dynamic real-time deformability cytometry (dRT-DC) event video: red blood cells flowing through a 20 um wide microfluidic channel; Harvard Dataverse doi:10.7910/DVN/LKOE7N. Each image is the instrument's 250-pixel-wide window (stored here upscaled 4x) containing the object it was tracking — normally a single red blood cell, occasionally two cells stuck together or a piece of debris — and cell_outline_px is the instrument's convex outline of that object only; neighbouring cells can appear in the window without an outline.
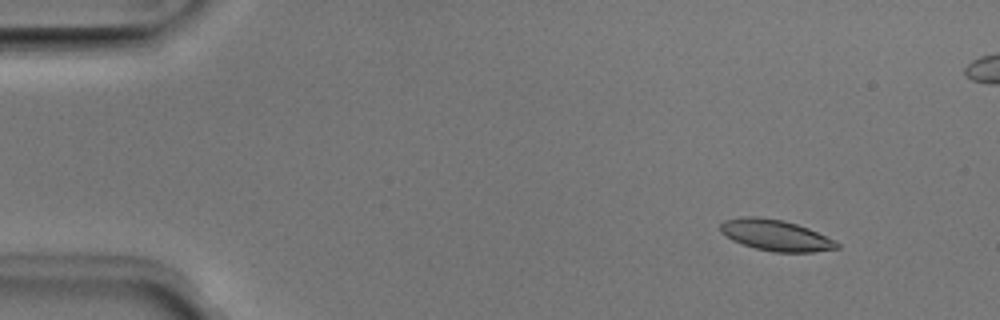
{"species": "Egyptian fruit bat (a non-hibernating species)", "species_latin": "Rousettus aegyptiacus", "temperature_condition": "room temperature", "stored_images_in_passage": 53, "camera_frame_rate_fps": 3000, "um_per_image_px": 0.085, "animal": {"sex": "male"}, "frame": {"image": 1, "passage_image": 6, "time_ms": 1.667, "image_size_px": [1000, 320], "cell_outline_px": [[840, 248], [812, 252], [772, 252], [756, 248], [732, 240], [720, 232], [720, 224], [724, 220], [744, 216], [760, 216], [784, 220], [808, 228], [836, 240], [840, 244]], "centroid_in_image_um": [65.94, 19.99], "position_along_channel_um": 19.1, "area_um2": 21.21}}
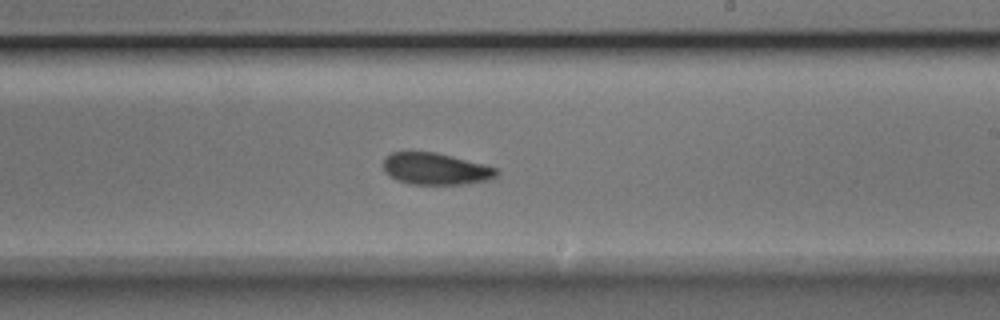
{"frame": {"image": 2, "passage_image": 31, "time_ms": 10.0, "image_size_px": [1000, 320], "cell_outline_px": [[500, 172], [492, 180], [464, 184], [408, 184], [396, 180], [384, 172], [384, 156], [392, 152], [436, 152], [496, 168]], "centroid_in_image_um": [37.01, 14.36], "position_along_channel_um": 252.0, "area_um2": 20.98}}
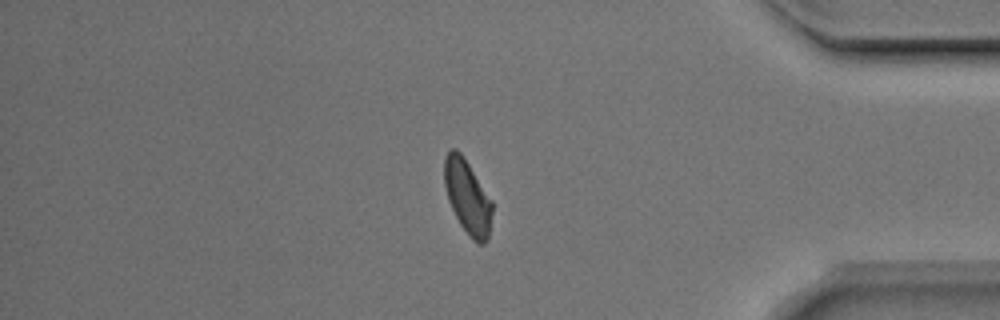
{"frame": {"image": 3, "passage_image": 44, "time_ms": 14.333, "image_size_px": [1000, 320], "cell_outline_px": [[492, 212], [488, 240], [484, 244], [476, 244], [472, 240], [460, 224], [448, 200], [444, 184], [444, 156], [448, 148], [456, 148], [460, 152], [492, 200]], "centroid_in_image_um": [39.72, 16.74], "position_along_channel_um": 395.5, "area_um2": 20.69}, "authors_computed_cell_mechanics": {"area_um2": 21.0392, "velocity_mm_per_s": 3.9593, "shape_relaxation_time_tau1_ms": 3.3034, "shape_relaxation_time_tau2_ms": 4.0634, "deformation_change_tau1": 0.1173, "deformation_change_tau2": 0.1005}}